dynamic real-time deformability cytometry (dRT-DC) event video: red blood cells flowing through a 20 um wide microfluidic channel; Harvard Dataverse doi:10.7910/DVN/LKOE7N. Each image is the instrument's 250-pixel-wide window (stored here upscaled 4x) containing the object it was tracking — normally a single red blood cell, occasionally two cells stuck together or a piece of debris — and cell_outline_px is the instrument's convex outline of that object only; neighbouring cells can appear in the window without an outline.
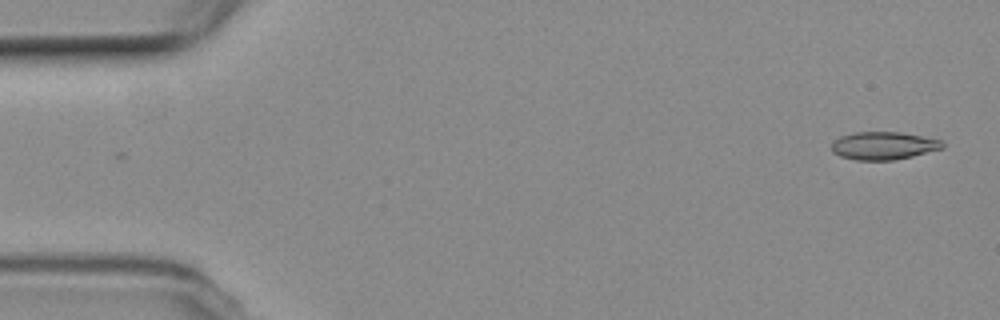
{"species": "common noctule bat (a hibernating species)", "species_latin": "Nyctalus noctula", "temperature_condition": "room temperature", "stored_images_in_passage": 7, "camera_frame_rate_fps": 3000, "um_per_image_px": 0.085, "animal": {"sex": "female", "body_mass_g": 19.3, "forearm_length_mm": 54.1}, "frame": {"image": 1, "passage_image": 1, "time_ms": 0.0, "image_size_px": [1000, 320], "cell_outline_px": [[944, 148], [912, 156], [892, 160], [856, 160], [840, 156], [832, 152], [832, 144], [840, 136], [856, 132], [900, 132], [940, 140], [944, 144]], "centroid_in_image_um": [75.09, 12.39], "position_along_channel_um": 9.9, "area_um2": 17.8}}
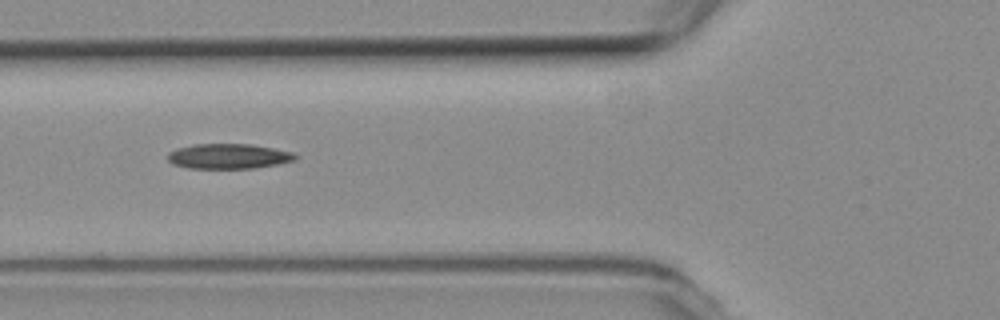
{"frame": {"image": 2, "passage_image": 6, "time_ms": 6.0, "image_size_px": [1000, 320], "cell_outline_px": [[296, 160], [280, 164], [252, 168], [188, 168], [172, 164], [168, 160], [168, 152], [176, 148], [192, 144], [252, 144], [292, 152], [296, 156]], "centroid_in_image_um": [19.4, 13.28], "position_along_channel_um": 106.4, "area_um2": 18.67}}
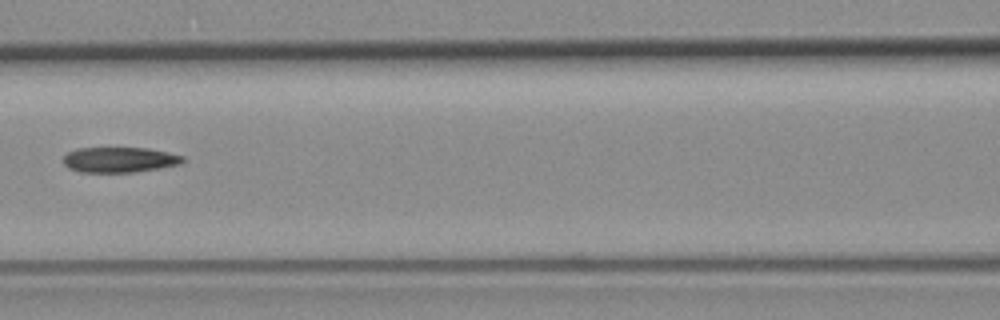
{"frame": {"image": 3, "passage_image": 7, "time_ms": 7.333, "image_size_px": [1000, 320], "cell_outline_px": [[184, 160], [180, 164], [160, 168], [132, 172], [80, 172], [68, 168], [64, 164], [64, 156], [68, 152], [76, 148], [148, 148], [168, 152], [184, 156]], "centroid_in_image_um": [10.15, 13.57], "position_along_channel_um": 156.4, "area_um2": 17.63}}